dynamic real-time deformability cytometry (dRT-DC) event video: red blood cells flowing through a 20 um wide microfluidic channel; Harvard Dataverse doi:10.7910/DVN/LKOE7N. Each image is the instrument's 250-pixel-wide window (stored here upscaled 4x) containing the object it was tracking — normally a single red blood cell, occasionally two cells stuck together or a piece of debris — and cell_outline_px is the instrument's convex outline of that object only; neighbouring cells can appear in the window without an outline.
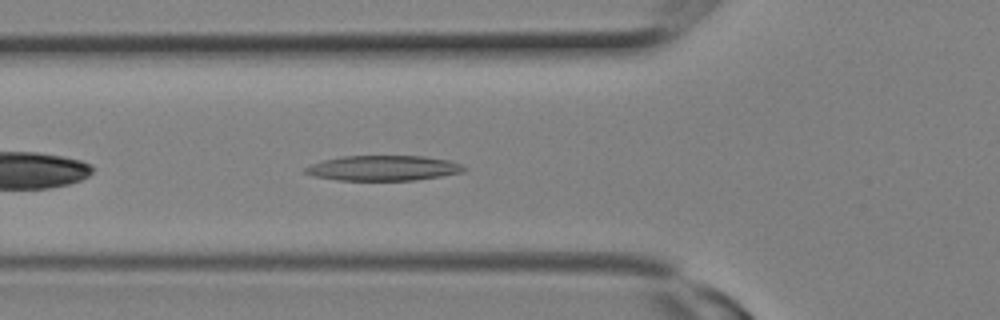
{"species": "Egyptian fruit bat (a non-hibernating species)", "species_latin": "Rousettus aegyptiacus", "temperature_condition": "room temperature", "stored_images_in_passage": 8, "camera_frame_rate_fps": 3000, "um_per_image_px": 0.085, "animal": {"sex": "female"}, "frame": {"image": 1, "passage_image": 8, "time_ms": 2.333, "image_size_px": [1000, 320], "cell_outline_px": [[468, 168], [464, 172], [416, 180], [336, 180], [316, 176], [304, 172], [304, 168], [312, 164], [324, 160], [344, 156], [424, 156], [448, 160], [460, 164]], "centroid_in_image_um": [32.61, 14.29], "position_along_channel_um": 93.2, "area_um2": 23.12}}